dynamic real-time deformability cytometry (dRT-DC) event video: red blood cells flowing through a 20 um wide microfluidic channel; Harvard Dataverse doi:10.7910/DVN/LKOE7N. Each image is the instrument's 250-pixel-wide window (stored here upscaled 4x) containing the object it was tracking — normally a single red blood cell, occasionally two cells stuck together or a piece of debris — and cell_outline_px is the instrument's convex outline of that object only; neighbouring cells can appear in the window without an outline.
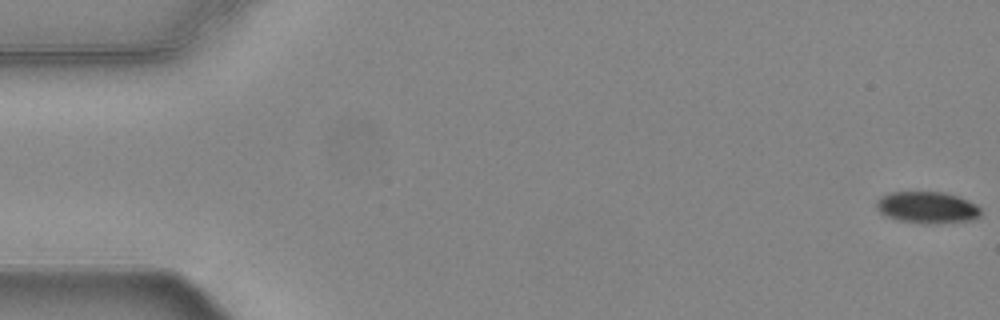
{"species": "common noctule bat (a hibernating species)", "species_latin": "Nyctalus noctula", "temperature_condition": "warm", "stored_images_in_passage": 56, "camera_frame_rate_fps": 3000, "um_per_image_px": 0.085, "animal": {"sex": "female", "body_mass_g": 24.6, "forearm_length_mm": 56.2}, "frame": {"image": 1, "passage_image": 1, "time_ms": 0.0, "image_size_px": [1000, 320], "cell_outline_px": [[980, 216], [968, 220], [936, 224], [900, 220], [888, 216], [880, 212], [876, 208], [876, 200], [880, 196], [888, 192], [944, 192], [968, 200], [976, 204], [980, 208]], "centroid_in_image_um": [78.79, 17.61], "position_along_channel_um": 6.2, "area_um2": 19.07}}
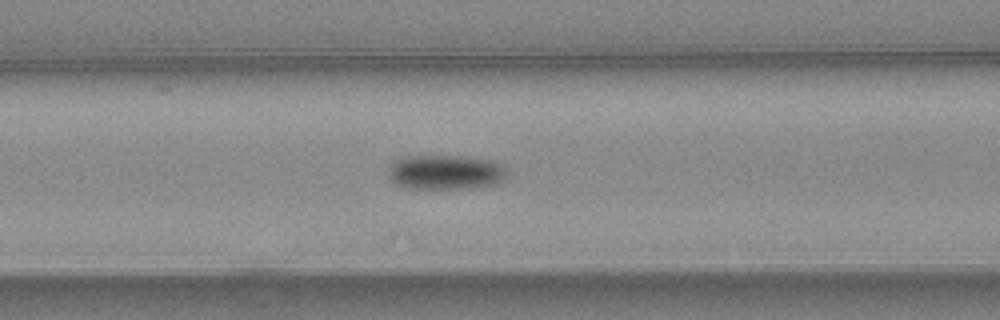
{"frame": {"image": 2, "passage_image": 23, "time_ms": 7.333, "image_size_px": [1000, 320], "cell_outline_px": [[508, 172], [496, 184], [472, 188], [404, 188], [388, 180], [388, 168], [392, 160], [400, 156], [472, 156], [492, 160], [504, 164]], "centroid_in_image_um": [37.82, 14.61], "position_along_channel_um": 128.8, "area_um2": 24.57}}
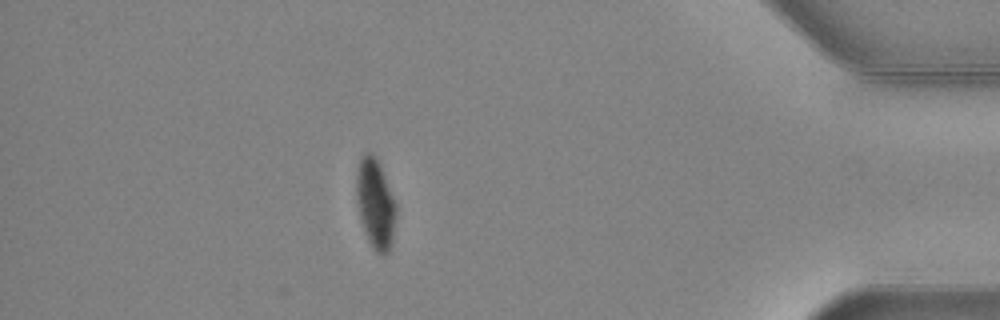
{"frame": {"image": 3, "passage_image": 49, "time_ms": 16.0, "image_size_px": [1000, 320], "cell_outline_px": [[396, 216], [392, 244], [388, 252], [384, 256], [380, 256], [372, 248], [364, 232], [356, 200], [356, 172], [360, 156], [364, 152], [372, 152], [376, 156], [380, 164], [396, 204]], "centroid_in_image_um": [31.9, 17.31], "position_along_channel_um": 403.3, "area_um2": 21.15}, "authors_computed_cell_mechanics": {"area_um2": 21.5883, "velocity_mm_per_s": 3.7257, "shape_relaxation_time_tau1_ms": 4.0226, "shape_relaxation_time_tau2_ms": null, "deformation_change_tau1": 0.1201, "deformation_change_tau2": null}}